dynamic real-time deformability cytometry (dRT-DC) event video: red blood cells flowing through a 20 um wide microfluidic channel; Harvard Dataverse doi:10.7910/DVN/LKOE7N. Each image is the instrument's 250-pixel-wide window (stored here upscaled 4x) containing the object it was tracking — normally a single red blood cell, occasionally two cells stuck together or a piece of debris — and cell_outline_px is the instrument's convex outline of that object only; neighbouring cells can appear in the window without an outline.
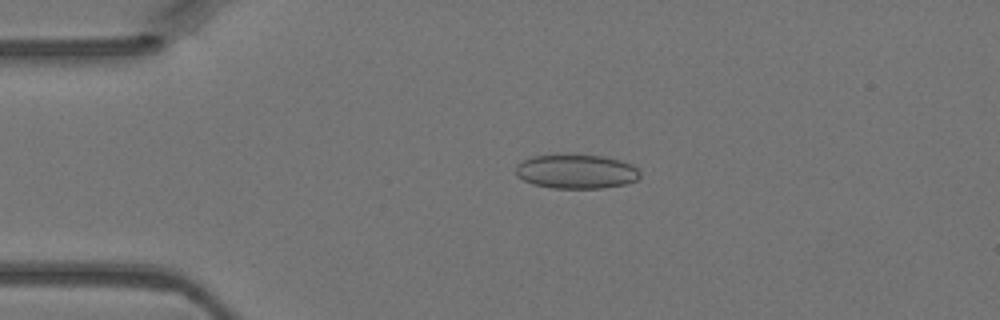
{"species": "Egyptian fruit bat (a non-hibernating species)", "species_latin": "Rousettus aegyptiacus", "temperature_condition": "warm", "stored_images_in_passage": 5, "camera_frame_rate_fps": 3000, "um_per_image_px": 0.085, "animal": {"sex": "female"}, "frame": {"image": 1, "passage_image": 3, "time_ms": 0.667, "image_size_px": [1000, 320], "cell_outline_px": [[640, 176], [636, 180], [624, 184], [604, 188], [552, 188], [532, 184], [516, 176], [516, 164], [532, 156], [604, 156], [620, 160], [632, 164], [640, 172]], "centroid_in_image_um": [48.98, 14.6], "position_along_channel_um": 36.0, "area_um2": 24.45}}
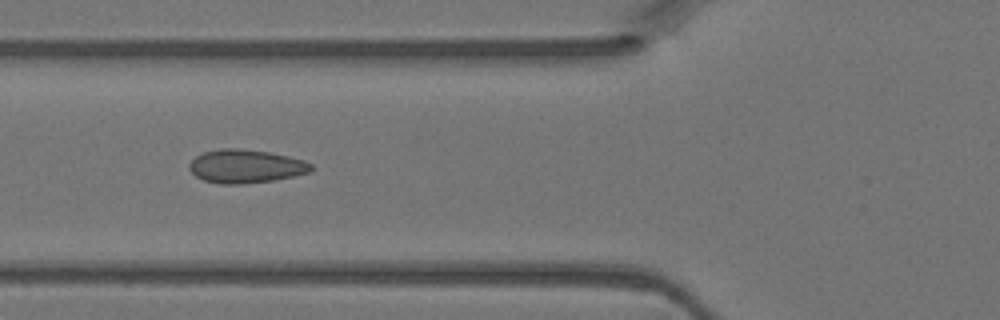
{"frame": {"image": 2, "passage_image": 5, "time_ms": 1.333, "image_size_px": [1000, 320], "cell_outline_px": [[312, 168], [308, 172], [292, 176], [272, 180], [244, 184], [220, 184], [204, 180], [196, 176], [188, 168], [188, 164], [196, 156], [204, 152], [220, 148], [236, 148], [268, 152], [288, 156], [304, 160], [312, 164]], "centroid_in_image_um": [20.85, 14.13], "position_along_channel_um": 105.0, "area_um2": 23.58}}